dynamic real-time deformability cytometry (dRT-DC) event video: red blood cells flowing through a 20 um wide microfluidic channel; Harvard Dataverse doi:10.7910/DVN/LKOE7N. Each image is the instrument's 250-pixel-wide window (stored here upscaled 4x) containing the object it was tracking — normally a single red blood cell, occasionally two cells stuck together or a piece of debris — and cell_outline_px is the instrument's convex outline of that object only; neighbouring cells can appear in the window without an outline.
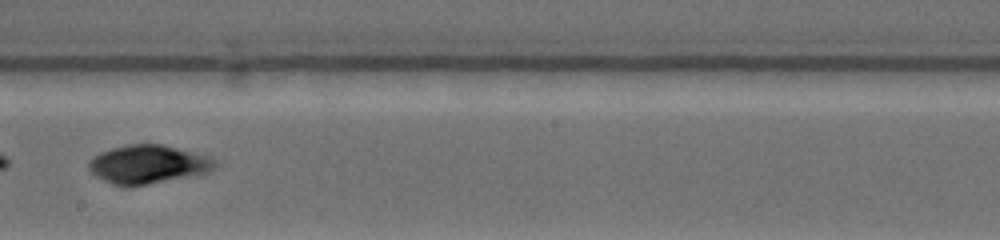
{"species": "common noctule bat (a hibernating species)", "species_latin": "Nyctalus noctula", "temperature_condition": "warm", "stored_images_in_passage": 15, "camera_frame_rate_fps": 4500, "um_per_image_px": 0.085, "animal": {"sex": "female", "body_mass_g": 19.0, "forearm_length_mm": 53.3}, "frame": {"image": 1, "passage_image": 7, "time_ms": 5.333, "image_size_px": [1000, 240], "cell_outline_px": [[220, 164], [208, 172], [128, 188], [124, 188], [112, 184], [96, 176], [88, 168], [88, 164], [92, 156], [100, 152], [112, 148], [128, 144], [160, 144], [208, 156], [216, 160]], "centroid_in_image_um": [12.55, 13.98], "position_along_channel_um": 235.7, "area_um2": 28.38}}
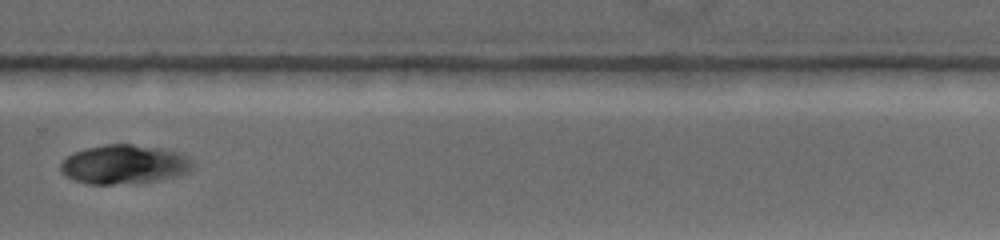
{"frame": {"image": 2, "passage_image": 9, "time_ms": 7.556, "image_size_px": [1000, 240], "cell_outline_px": [[192, 168], [188, 172], [176, 176], [156, 180], [112, 184], [88, 184], [72, 180], [60, 172], [60, 164], [72, 152], [104, 144], [132, 144], [164, 148], [176, 152], [192, 160]], "centroid_in_image_um": [10.51, 13.96], "position_along_channel_um": 319.3, "area_um2": 29.94}}